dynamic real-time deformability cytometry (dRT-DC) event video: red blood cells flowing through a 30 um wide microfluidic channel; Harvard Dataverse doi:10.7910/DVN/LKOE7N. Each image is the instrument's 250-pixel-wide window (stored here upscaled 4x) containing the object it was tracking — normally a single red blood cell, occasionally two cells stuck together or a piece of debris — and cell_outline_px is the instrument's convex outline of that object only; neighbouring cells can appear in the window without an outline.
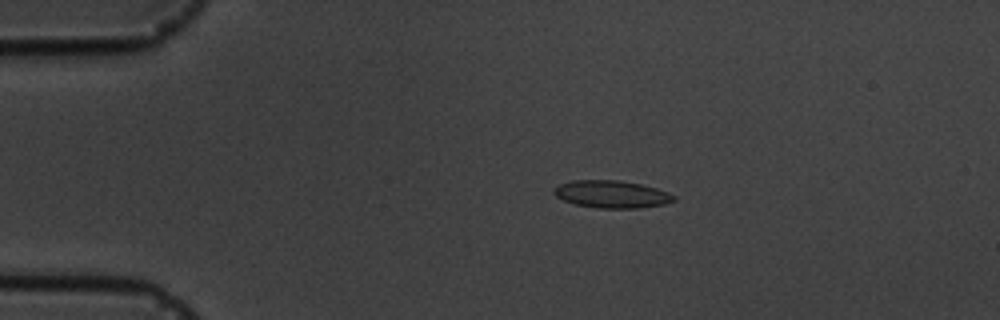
{"species": "common noctule bat (a hibernating species)", "species_latin": "Nyctalus noctula", "temperature_condition": "cold", "stored_images_in_passage": 6, "camera_frame_rate_fps": 3000, "um_per_image_px": 0.085, "animal": {"sex": "male", "body_mass_g": 19.5, "forearm_length_mm": 54.6}, "frame": {"image": 1, "passage_image": 4, "time_ms": 3.667, "image_size_px": [1000, 320], "cell_outline_px": [[676, 200], [664, 204], [640, 208], [596, 208], [576, 204], [564, 200], [556, 196], [552, 192], [552, 188], [560, 184], [572, 180], [620, 180], [640, 184], [656, 188], [668, 192], [676, 196]], "centroid_in_image_um": [51.99, 16.5], "position_along_channel_um": 33.0, "area_um2": 19.25}}
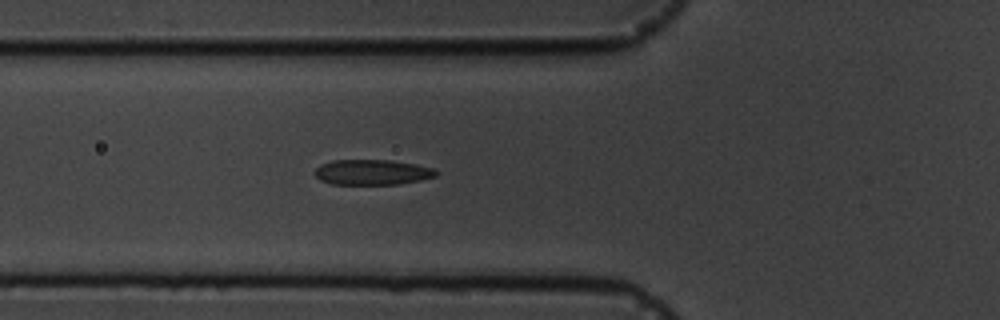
{"frame": {"image": 2, "passage_image": 6, "time_ms": 6.667, "image_size_px": [1000, 320], "cell_outline_px": [[440, 172], [436, 176], [420, 180], [396, 184], [332, 184], [320, 180], [316, 176], [316, 168], [320, 164], [332, 160], [392, 160], [416, 164], [432, 168]], "centroid_in_image_um": [31.65, 14.63], "position_along_channel_um": 94.2, "area_um2": 17.86}}